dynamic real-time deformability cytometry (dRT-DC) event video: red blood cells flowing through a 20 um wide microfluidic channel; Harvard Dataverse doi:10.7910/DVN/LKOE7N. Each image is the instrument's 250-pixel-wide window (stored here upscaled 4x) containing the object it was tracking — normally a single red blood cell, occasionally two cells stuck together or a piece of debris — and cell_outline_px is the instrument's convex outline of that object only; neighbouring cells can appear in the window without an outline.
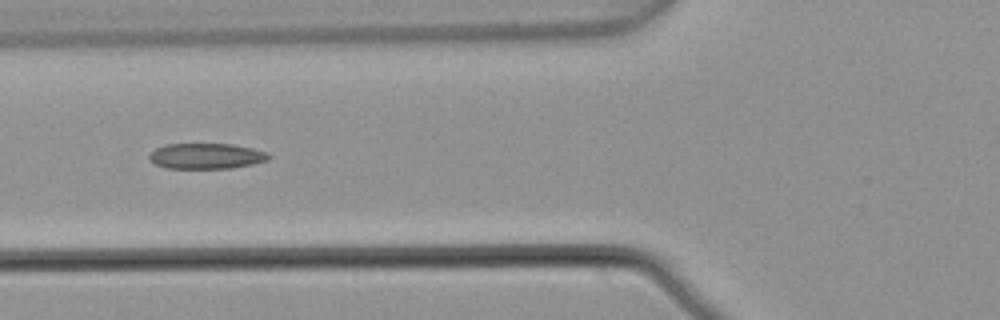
{"species": "common noctule bat (a hibernating species)", "species_latin": "Nyctalus noctula", "temperature_condition": "warm", "stored_images_in_passage": 7, "camera_frame_rate_fps": 3000, "um_per_image_px": 0.085, "animal": {"sex": "male", "body_mass_g": 21.5, "forearm_length_mm": 52.0}, "frame": {"image": 1, "passage_image": 6, "time_ms": 1.667, "image_size_px": [1000, 320], "cell_outline_px": [[272, 156], [268, 160], [252, 164], [232, 168], [168, 168], [156, 164], [148, 156], [156, 148], [164, 144], [232, 144], [252, 148], [268, 152]], "centroid_in_image_um": [17.58, 13.26], "position_along_channel_um": 108.2, "area_um2": 17.74}}
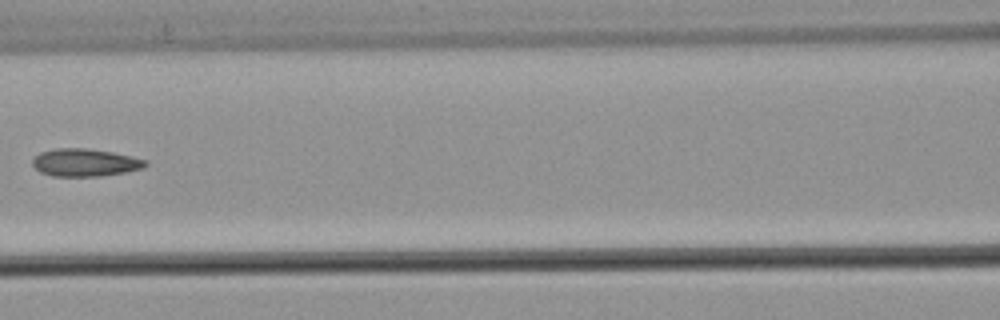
{"frame": {"image": 2, "passage_image": 7, "time_ms": 2.0, "image_size_px": [1000, 320], "cell_outline_px": [[148, 164], [144, 168], [124, 172], [100, 176], [52, 176], [40, 172], [32, 164], [32, 160], [40, 152], [56, 148], [88, 148], [112, 152], [148, 160]], "centroid_in_image_um": [7.23, 13.81], "position_along_channel_um": 159.4, "area_um2": 18.21}}